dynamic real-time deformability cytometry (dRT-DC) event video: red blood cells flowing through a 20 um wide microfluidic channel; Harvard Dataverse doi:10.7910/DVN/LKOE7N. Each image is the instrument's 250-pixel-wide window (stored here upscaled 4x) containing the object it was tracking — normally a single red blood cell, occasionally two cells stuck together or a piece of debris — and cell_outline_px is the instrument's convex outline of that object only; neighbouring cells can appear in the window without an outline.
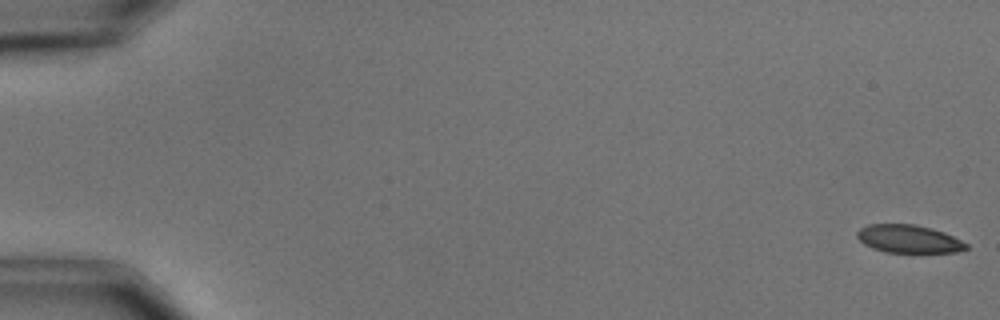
{"species": "common noctule bat (a hibernating species)", "species_latin": "Nyctalus noctula", "temperature_condition": "cold", "stored_images_in_passage": 8, "camera_frame_rate_fps": 3000, "um_per_image_px": 0.085, "animal": {"sex": "male", "body_mass_g": 15.6}, "frame": {"image": 1, "passage_image": 1, "time_ms": 0.0, "image_size_px": [1000, 320], "cell_outline_px": [[968, 248], [956, 252], [884, 252], [872, 248], [864, 244], [856, 236], [856, 232], [860, 228], [868, 224], [916, 224], [932, 228], [944, 232], [968, 244]], "centroid_in_image_um": [77.21, 20.3], "position_along_channel_um": 7.8, "area_um2": 17.8}}
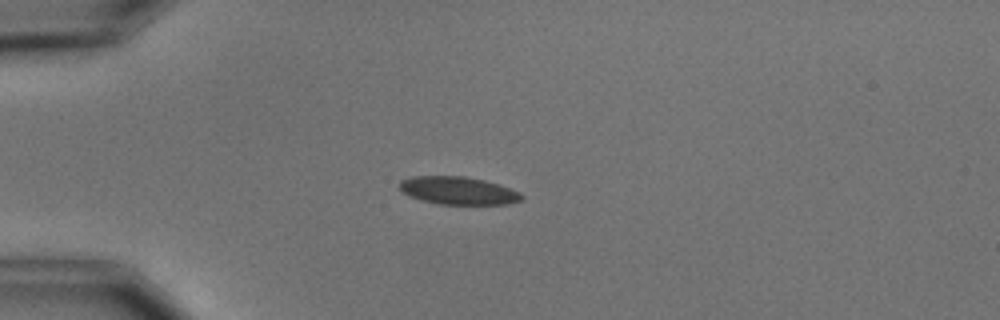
{"frame": {"image": 2, "passage_image": 5, "time_ms": 4.667, "image_size_px": [1000, 320], "cell_outline_px": [[524, 200], [508, 204], [440, 204], [420, 200], [408, 196], [400, 188], [400, 180], [412, 176], [464, 176], [484, 180], [520, 192], [524, 196]], "centroid_in_image_um": [38.94, 16.2], "position_along_channel_um": 46.1, "area_um2": 19.77}}
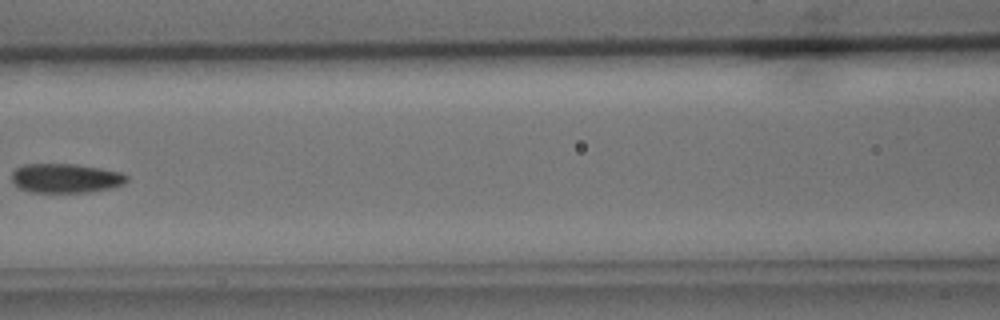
{"frame": {"image": 3, "passage_image": 8, "time_ms": 8.333, "image_size_px": [1000, 320], "cell_outline_px": [[128, 180], [124, 184], [112, 188], [88, 192], [28, 192], [20, 188], [12, 180], [12, 172], [16, 168], [24, 164], [76, 164], [100, 168], [120, 172], [128, 176]], "centroid_in_image_um": [5.6, 15.15], "position_along_channel_um": 161.0, "area_um2": 19.65}}